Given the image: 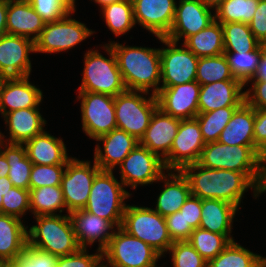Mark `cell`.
<instances>
[{
	"label": "cell",
	"mask_w": 266,
	"mask_h": 267,
	"mask_svg": "<svg viewBox=\"0 0 266 267\" xmlns=\"http://www.w3.org/2000/svg\"><path fill=\"white\" fill-rule=\"evenodd\" d=\"M182 173L187 177L191 195L200 199H218L235 205L238 209L243 194L253 189L255 199L257 185L242 172L211 169L198 163L185 166Z\"/></svg>",
	"instance_id": "cell-1"
},
{
	"label": "cell",
	"mask_w": 266,
	"mask_h": 267,
	"mask_svg": "<svg viewBox=\"0 0 266 267\" xmlns=\"http://www.w3.org/2000/svg\"><path fill=\"white\" fill-rule=\"evenodd\" d=\"M113 49L119 70L127 90L145 91L156 95L160 90V48L124 46L117 42L108 43Z\"/></svg>",
	"instance_id": "cell-2"
},
{
	"label": "cell",
	"mask_w": 266,
	"mask_h": 267,
	"mask_svg": "<svg viewBox=\"0 0 266 267\" xmlns=\"http://www.w3.org/2000/svg\"><path fill=\"white\" fill-rule=\"evenodd\" d=\"M256 146H229L221 142L206 143L199 161L202 167L225 169L245 173L256 185L260 177L261 157Z\"/></svg>",
	"instance_id": "cell-3"
},
{
	"label": "cell",
	"mask_w": 266,
	"mask_h": 267,
	"mask_svg": "<svg viewBox=\"0 0 266 267\" xmlns=\"http://www.w3.org/2000/svg\"><path fill=\"white\" fill-rule=\"evenodd\" d=\"M34 218L37 225L27 230V244L58 257L80 249L69 215H40Z\"/></svg>",
	"instance_id": "cell-4"
},
{
	"label": "cell",
	"mask_w": 266,
	"mask_h": 267,
	"mask_svg": "<svg viewBox=\"0 0 266 267\" xmlns=\"http://www.w3.org/2000/svg\"><path fill=\"white\" fill-rule=\"evenodd\" d=\"M109 59L98 50H88L84 57L83 78L79 91L106 94L112 97L127 90L119 70L116 55L109 44L102 47Z\"/></svg>",
	"instance_id": "cell-5"
},
{
	"label": "cell",
	"mask_w": 266,
	"mask_h": 267,
	"mask_svg": "<svg viewBox=\"0 0 266 267\" xmlns=\"http://www.w3.org/2000/svg\"><path fill=\"white\" fill-rule=\"evenodd\" d=\"M130 196L123 183L115 178L113 171L101 170L93 180L84 210L109 220L118 228L121 227L127 206L124 201Z\"/></svg>",
	"instance_id": "cell-6"
},
{
	"label": "cell",
	"mask_w": 266,
	"mask_h": 267,
	"mask_svg": "<svg viewBox=\"0 0 266 267\" xmlns=\"http://www.w3.org/2000/svg\"><path fill=\"white\" fill-rule=\"evenodd\" d=\"M121 228L150 245L162 257L173 244L165 217L149 207L127 205Z\"/></svg>",
	"instance_id": "cell-7"
},
{
	"label": "cell",
	"mask_w": 266,
	"mask_h": 267,
	"mask_svg": "<svg viewBox=\"0 0 266 267\" xmlns=\"http://www.w3.org/2000/svg\"><path fill=\"white\" fill-rule=\"evenodd\" d=\"M149 94L145 91L126 90L114 97L117 128L138 140L144 135L153 113L158 108L156 95L151 93L150 97L146 98Z\"/></svg>",
	"instance_id": "cell-8"
},
{
	"label": "cell",
	"mask_w": 266,
	"mask_h": 267,
	"mask_svg": "<svg viewBox=\"0 0 266 267\" xmlns=\"http://www.w3.org/2000/svg\"><path fill=\"white\" fill-rule=\"evenodd\" d=\"M160 257L150 245L121 227L116 228L103 251V263L107 267H156Z\"/></svg>",
	"instance_id": "cell-9"
},
{
	"label": "cell",
	"mask_w": 266,
	"mask_h": 267,
	"mask_svg": "<svg viewBox=\"0 0 266 267\" xmlns=\"http://www.w3.org/2000/svg\"><path fill=\"white\" fill-rule=\"evenodd\" d=\"M70 17V14H68L58 21L45 23L40 36L34 42V53L67 51L95 33V31L87 28L84 23Z\"/></svg>",
	"instance_id": "cell-10"
},
{
	"label": "cell",
	"mask_w": 266,
	"mask_h": 267,
	"mask_svg": "<svg viewBox=\"0 0 266 267\" xmlns=\"http://www.w3.org/2000/svg\"><path fill=\"white\" fill-rule=\"evenodd\" d=\"M100 171L95 162L91 166L90 161L73 157L68 160L61 181L67 214L85 208L93 180Z\"/></svg>",
	"instance_id": "cell-11"
},
{
	"label": "cell",
	"mask_w": 266,
	"mask_h": 267,
	"mask_svg": "<svg viewBox=\"0 0 266 267\" xmlns=\"http://www.w3.org/2000/svg\"><path fill=\"white\" fill-rule=\"evenodd\" d=\"M157 38L166 48L160 49L161 80L160 87H171L196 80L198 57L184 44L177 47L178 43L165 37Z\"/></svg>",
	"instance_id": "cell-12"
},
{
	"label": "cell",
	"mask_w": 266,
	"mask_h": 267,
	"mask_svg": "<svg viewBox=\"0 0 266 267\" xmlns=\"http://www.w3.org/2000/svg\"><path fill=\"white\" fill-rule=\"evenodd\" d=\"M81 99L82 129L89 138L97 139L117 128L114 97L78 91Z\"/></svg>",
	"instance_id": "cell-13"
},
{
	"label": "cell",
	"mask_w": 266,
	"mask_h": 267,
	"mask_svg": "<svg viewBox=\"0 0 266 267\" xmlns=\"http://www.w3.org/2000/svg\"><path fill=\"white\" fill-rule=\"evenodd\" d=\"M205 144L197 119H181L171 150L163 159L166 171H181L197 163Z\"/></svg>",
	"instance_id": "cell-14"
},
{
	"label": "cell",
	"mask_w": 266,
	"mask_h": 267,
	"mask_svg": "<svg viewBox=\"0 0 266 267\" xmlns=\"http://www.w3.org/2000/svg\"><path fill=\"white\" fill-rule=\"evenodd\" d=\"M120 180L126 187L157 182L164 174L163 160L148 148L138 144L119 165Z\"/></svg>",
	"instance_id": "cell-15"
},
{
	"label": "cell",
	"mask_w": 266,
	"mask_h": 267,
	"mask_svg": "<svg viewBox=\"0 0 266 267\" xmlns=\"http://www.w3.org/2000/svg\"><path fill=\"white\" fill-rule=\"evenodd\" d=\"M200 0H179L176 3L172 27L165 38L183 42L189 37L206 28L215 20V15Z\"/></svg>",
	"instance_id": "cell-16"
},
{
	"label": "cell",
	"mask_w": 266,
	"mask_h": 267,
	"mask_svg": "<svg viewBox=\"0 0 266 267\" xmlns=\"http://www.w3.org/2000/svg\"><path fill=\"white\" fill-rule=\"evenodd\" d=\"M200 86L195 80L171 87H160L156 94L158 108L179 119L195 118L199 113Z\"/></svg>",
	"instance_id": "cell-17"
},
{
	"label": "cell",
	"mask_w": 266,
	"mask_h": 267,
	"mask_svg": "<svg viewBox=\"0 0 266 267\" xmlns=\"http://www.w3.org/2000/svg\"><path fill=\"white\" fill-rule=\"evenodd\" d=\"M135 25L139 24L156 37H165L173 23L175 0H131Z\"/></svg>",
	"instance_id": "cell-18"
},
{
	"label": "cell",
	"mask_w": 266,
	"mask_h": 267,
	"mask_svg": "<svg viewBox=\"0 0 266 267\" xmlns=\"http://www.w3.org/2000/svg\"><path fill=\"white\" fill-rule=\"evenodd\" d=\"M30 52H35L34 41L31 39L9 34L1 36L0 72L7 77L30 76Z\"/></svg>",
	"instance_id": "cell-19"
},
{
	"label": "cell",
	"mask_w": 266,
	"mask_h": 267,
	"mask_svg": "<svg viewBox=\"0 0 266 267\" xmlns=\"http://www.w3.org/2000/svg\"><path fill=\"white\" fill-rule=\"evenodd\" d=\"M80 248L99 242L97 250L103 252L108 246L115 226L109 221L84 209L68 213ZM111 230V232H109ZM98 240V241H97Z\"/></svg>",
	"instance_id": "cell-20"
},
{
	"label": "cell",
	"mask_w": 266,
	"mask_h": 267,
	"mask_svg": "<svg viewBox=\"0 0 266 267\" xmlns=\"http://www.w3.org/2000/svg\"><path fill=\"white\" fill-rule=\"evenodd\" d=\"M96 141L103 142L104 150L101 149L99 143L96 145L94 162L104 171H113L139 144L136 137L119 128L100 136Z\"/></svg>",
	"instance_id": "cell-21"
},
{
	"label": "cell",
	"mask_w": 266,
	"mask_h": 267,
	"mask_svg": "<svg viewBox=\"0 0 266 267\" xmlns=\"http://www.w3.org/2000/svg\"><path fill=\"white\" fill-rule=\"evenodd\" d=\"M179 118L172 117L157 108L139 144L157 154L162 160L169 154L180 125Z\"/></svg>",
	"instance_id": "cell-22"
},
{
	"label": "cell",
	"mask_w": 266,
	"mask_h": 267,
	"mask_svg": "<svg viewBox=\"0 0 266 267\" xmlns=\"http://www.w3.org/2000/svg\"><path fill=\"white\" fill-rule=\"evenodd\" d=\"M42 99L43 92L29 82V76L8 77L0 92V113L4 116L18 109L39 108Z\"/></svg>",
	"instance_id": "cell-23"
},
{
	"label": "cell",
	"mask_w": 266,
	"mask_h": 267,
	"mask_svg": "<svg viewBox=\"0 0 266 267\" xmlns=\"http://www.w3.org/2000/svg\"><path fill=\"white\" fill-rule=\"evenodd\" d=\"M245 85L239 80L217 81L200 86L199 113L222 107L240 106L245 101Z\"/></svg>",
	"instance_id": "cell-24"
},
{
	"label": "cell",
	"mask_w": 266,
	"mask_h": 267,
	"mask_svg": "<svg viewBox=\"0 0 266 267\" xmlns=\"http://www.w3.org/2000/svg\"><path fill=\"white\" fill-rule=\"evenodd\" d=\"M6 126H9V138L0 132L2 142L10 144H24L44 131L46 120L42 117L39 108L18 109L6 113L4 116Z\"/></svg>",
	"instance_id": "cell-25"
},
{
	"label": "cell",
	"mask_w": 266,
	"mask_h": 267,
	"mask_svg": "<svg viewBox=\"0 0 266 267\" xmlns=\"http://www.w3.org/2000/svg\"><path fill=\"white\" fill-rule=\"evenodd\" d=\"M45 22L28 0H8L7 34L17 35L36 41Z\"/></svg>",
	"instance_id": "cell-26"
},
{
	"label": "cell",
	"mask_w": 266,
	"mask_h": 267,
	"mask_svg": "<svg viewBox=\"0 0 266 267\" xmlns=\"http://www.w3.org/2000/svg\"><path fill=\"white\" fill-rule=\"evenodd\" d=\"M166 172L167 175L164 173L158 180L165 184L157 198L156 208L153 209L163 217L178 212L191 195L189 181L182 171L170 170L169 173L167 170Z\"/></svg>",
	"instance_id": "cell-27"
},
{
	"label": "cell",
	"mask_w": 266,
	"mask_h": 267,
	"mask_svg": "<svg viewBox=\"0 0 266 267\" xmlns=\"http://www.w3.org/2000/svg\"><path fill=\"white\" fill-rule=\"evenodd\" d=\"M23 145L26 149V155L32 164H67L71 158L68 156L66 146L62 139L47 133L45 130L35 135Z\"/></svg>",
	"instance_id": "cell-28"
},
{
	"label": "cell",
	"mask_w": 266,
	"mask_h": 267,
	"mask_svg": "<svg viewBox=\"0 0 266 267\" xmlns=\"http://www.w3.org/2000/svg\"><path fill=\"white\" fill-rule=\"evenodd\" d=\"M27 229L21 219L0 213V261L11 266L24 252Z\"/></svg>",
	"instance_id": "cell-29"
},
{
	"label": "cell",
	"mask_w": 266,
	"mask_h": 267,
	"mask_svg": "<svg viewBox=\"0 0 266 267\" xmlns=\"http://www.w3.org/2000/svg\"><path fill=\"white\" fill-rule=\"evenodd\" d=\"M255 109L244 101L236 108L228 124L221 132L218 142L229 146L254 144Z\"/></svg>",
	"instance_id": "cell-30"
},
{
	"label": "cell",
	"mask_w": 266,
	"mask_h": 267,
	"mask_svg": "<svg viewBox=\"0 0 266 267\" xmlns=\"http://www.w3.org/2000/svg\"><path fill=\"white\" fill-rule=\"evenodd\" d=\"M239 209L226 201L201 199L199 227L212 233L231 235L233 219Z\"/></svg>",
	"instance_id": "cell-31"
},
{
	"label": "cell",
	"mask_w": 266,
	"mask_h": 267,
	"mask_svg": "<svg viewBox=\"0 0 266 267\" xmlns=\"http://www.w3.org/2000/svg\"><path fill=\"white\" fill-rule=\"evenodd\" d=\"M183 44L198 58L221 55L224 53L223 27L214 20L203 30L189 36Z\"/></svg>",
	"instance_id": "cell-32"
},
{
	"label": "cell",
	"mask_w": 266,
	"mask_h": 267,
	"mask_svg": "<svg viewBox=\"0 0 266 267\" xmlns=\"http://www.w3.org/2000/svg\"><path fill=\"white\" fill-rule=\"evenodd\" d=\"M4 146V150H2ZM0 151L4 154L8 165V178L14 187L29 190L32 162L26 155L23 144H10L1 141Z\"/></svg>",
	"instance_id": "cell-33"
},
{
	"label": "cell",
	"mask_w": 266,
	"mask_h": 267,
	"mask_svg": "<svg viewBox=\"0 0 266 267\" xmlns=\"http://www.w3.org/2000/svg\"><path fill=\"white\" fill-rule=\"evenodd\" d=\"M30 190V211L34 216L56 215L66 209L61 185ZM65 208V209H64Z\"/></svg>",
	"instance_id": "cell-34"
},
{
	"label": "cell",
	"mask_w": 266,
	"mask_h": 267,
	"mask_svg": "<svg viewBox=\"0 0 266 267\" xmlns=\"http://www.w3.org/2000/svg\"><path fill=\"white\" fill-rule=\"evenodd\" d=\"M223 27L224 52H250L258 45L250 27L242 22L221 23Z\"/></svg>",
	"instance_id": "cell-35"
},
{
	"label": "cell",
	"mask_w": 266,
	"mask_h": 267,
	"mask_svg": "<svg viewBox=\"0 0 266 267\" xmlns=\"http://www.w3.org/2000/svg\"><path fill=\"white\" fill-rule=\"evenodd\" d=\"M101 10L106 25L117 37L126 34L135 26L131 0L114 2L104 6Z\"/></svg>",
	"instance_id": "cell-36"
},
{
	"label": "cell",
	"mask_w": 266,
	"mask_h": 267,
	"mask_svg": "<svg viewBox=\"0 0 266 267\" xmlns=\"http://www.w3.org/2000/svg\"><path fill=\"white\" fill-rule=\"evenodd\" d=\"M261 261V255L231 241L221 253L207 262V267H257Z\"/></svg>",
	"instance_id": "cell-37"
},
{
	"label": "cell",
	"mask_w": 266,
	"mask_h": 267,
	"mask_svg": "<svg viewBox=\"0 0 266 267\" xmlns=\"http://www.w3.org/2000/svg\"><path fill=\"white\" fill-rule=\"evenodd\" d=\"M231 241H234L232 235L212 233L200 227L194 229L188 240L207 262L221 253Z\"/></svg>",
	"instance_id": "cell-38"
},
{
	"label": "cell",
	"mask_w": 266,
	"mask_h": 267,
	"mask_svg": "<svg viewBox=\"0 0 266 267\" xmlns=\"http://www.w3.org/2000/svg\"><path fill=\"white\" fill-rule=\"evenodd\" d=\"M229 64L231 74L244 85L254 77L262 57L261 48L258 45L250 52H224Z\"/></svg>",
	"instance_id": "cell-39"
},
{
	"label": "cell",
	"mask_w": 266,
	"mask_h": 267,
	"mask_svg": "<svg viewBox=\"0 0 266 267\" xmlns=\"http://www.w3.org/2000/svg\"><path fill=\"white\" fill-rule=\"evenodd\" d=\"M239 106L222 107L207 113H198L195 117L200 125L205 143L218 141L232 114Z\"/></svg>",
	"instance_id": "cell-40"
},
{
	"label": "cell",
	"mask_w": 266,
	"mask_h": 267,
	"mask_svg": "<svg viewBox=\"0 0 266 267\" xmlns=\"http://www.w3.org/2000/svg\"><path fill=\"white\" fill-rule=\"evenodd\" d=\"M238 80L233 77L227 59L223 54L198 59L196 81L206 85L217 81Z\"/></svg>",
	"instance_id": "cell-41"
},
{
	"label": "cell",
	"mask_w": 266,
	"mask_h": 267,
	"mask_svg": "<svg viewBox=\"0 0 266 267\" xmlns=\"http://www.w3.org/2000/svg\"><path fill=\"white\" fill-rule=\"evenodd\" d=\"M259 0H225L215 10V20L220 23L242 22L253 19Z\"/></svg>",
	"instance_id": "cell-42"
},
{
	"label": "cell",
	"mask_w": 266,
	"mask_h": 267,
	"mask_svg": "<svg viewBox=\"0 0 266 267\" xmlns=\"http://www.w3.org/2000/svg\"><path fill=\"white\" fill-rule=\"evenodd\" d=\"M45 23L58 21L75 12L76 0H28Z\"/></svg>",
	"instance_id": "cell-43"
},
{
	"label": "cell",
	"mask_w": 266,
	"mask_h": 267,
	"mask_svg": "<svg viewBox=\"0 0 266 267\" xmlns=\"http://www.w3.org/2000/svg\"><path fill=\"white\" fill-rule=\"evenodd\" d=\"M66 164L38 165L33 164L30 174L29 189H37L43 186L61 185L62 176Z\"/></svg>",
	"instance_id": "cell-44"
},
{
	"label": "cell",
	"mask_w": 266,
	"mask_h": 267,
	"mask_svg": "<svg viewBox=\"0 0 266 267\" xmlns=\"http://www.w3.org/2000/svg\"><path fill=\"white\" fill-rule=\"evenodd\" d=\"M168 251L173 267H207V261L188 241L173 242Z\"/></svg>",
	"instance_id": "cell-45"
},
{
	"label": "cell",
	"mask_w": 266,
	"mask_h": 267,
	"mask_svg": "<svg viewBox=\"0 0 266 267\" xmlns=\"http://www.w3.org/2000/svg\"><path fill=\"white\" fill-rule=\"evenodd\" d=\"M30 211V190L12 187L3 195L1 213L21 219Z\"/></svg>",
	"instance_id": "cell-46"
},
{
	"label": "cell",
	"mask_w": 266,
	"mask_h": 267,
	"mask_svg": "<svg viewBox=\"0 0 266 267\" xmlns=\"http://www.w3.org/2000/svg\"><path fill=\"white\" fill-rule=\"evenodd\" d=\"M58 256L26 244L24 252L11 267H56Z\"/></svg>",
	"instance_id": "cell-47"
},
{
	"label": "cell",
	"mask_w": 266,
	"mask_h": 267,
	"mask_svg": "<svg viewBox=\"0 0 266 267\" xmlns=\"http://www.w3.org/2000/svg\"><path fill=\"white\" fill-rule=\"evenodd\" d=\"M103 263V252L88 254L86 248L67 256L58 257L56 267H99Z\"/></svg>",
	"instance_id": "cell-48"
},
{
	"label": "cell",
	"mask_w": 266,
	"mask_h": 267,
	"mask_svg": "<svg viewBox=\"0 0 266 267\" xmlns=\"http://www.w3.org/2000/svg\"><path fill=\"white\" fill-rule=\"evenodd\" d=\"M166 226L173 242L188 241L194 231L189 223H186L180 211L165 217Z\"/></svg>",
	"instance_id": "cell-49"
},
{
	"label": "cell",
	"mask_w": 266,
	"mask_h": 267,
	"mask_svg": "<svg viewBox=\"0 0 266 267\" xmlns=\"http://www.w3.org/2000/svg\"><path fill=\"white\" fill-rule=\"evenodd\" d=\"M186 223H189L193 229L199 228L201 220V199L190 195L184 205L179 210Z\"/></svg>",
	"instance_id": "cell-50"
},
{
	"label": "cell",
	"mask_w": 266,
	"mask_h": 267,
	"mask_svg": "<svg viewBox=\"0 0 266 267\" xmlns=\"http://www.w3.org/2000/svg\"><path fill=\"white\" fill-rule=\"evenodd\" d=\"M252 87L245 91V101L254 109H266V81H249Z\"/></svg>",
	"instance_id": "cell-51"
},
{
	"label": "cell",
	"mask_w": 266,
	"mask_h": 267,
	"mask_svg": "<svg viewBox=\"0 0 266 267\" xmlns=\"http://www.w3.org/2000/svg\"><path fill=\"white\" fill-rule=\"evenodd\" d=\"M248 25L259 42L266 40V2L259 0L253 19Z\"/></svg>",
	"instance_id": "cell-52"
},
{
	"label": "cell",
	"mask_w": 266,
	"mask_h": 267,
	"mask_svg": "<svg viewBox=\"0 0 266 267\" xmlns=\"http://www.w3.org/2000/svg\"><path fill=\"white\" fill-rule=\"evenodd\" d=\"M254 144L266 154V109H255Z\"/></svg>",
	"instance_id": "cell-53"
},
{
	"label": "cell",
	"mask_w": 266,
	"mask_h": 267,
	"mask_svg": "<svg viewBox=\"0 0 266 267\" xmlns=\"http://www.w3.org/2000/svg\"><path fill=\"white\" fill-rule=\"evenodd\" d=\"M8 0H0V37L7 34Z\"/></svg>",
	"instance_id": "cell-54"
},
{
	"label": "cell",
	"mask_w": 266,
	"mask_h": 267,
	"mask_svg": "<svg viewBox=\"0 0 266 267\" xmlns=\"http://www.w3.org/2000/svg\"><path fill=\"white\" fill-rule=\"evenodd\" d=\"M250 81H266V64L265 58L262 56L257 71Z\"/></svg>",
	"instance_id": "cell-55"
},
{
	"label": "cell",
	"mask_w": 266,
	"mask_h": 267,
	"mask_svg": "<svg viewBox=\"0 0 266 267\" xmlns=\"http://www.w3.org/2000/svg\"><path fill=\"white\" fill-rule=\"evenodd\" d=\"M12 187H13V184H12V182L9 180V178L7 176L0 178V213H1L3 195H6V193Z\"/></svg>",
	"instance_id": "cell-56"
},
{
	"label": "cell",
	"mask_w": 266,
	"mask_h": 267,
	"mask_svg": "<svg viewBox=\"0 0 266 267\" xmlns=\"http://www.w3.org/2000/svg\"><path fill=\"white\" fill-rule=\"evenodd\" d=\"M257 188H266V154L261 157L260 177Z\"/></svg>",
	"instance_id": "cell-57"
},
{
	"label": "cell",
	"mask_w": 266,
	"mask_h": 267,
	"mask_svg": "<svg viewBox=\"0 0 266 267\" xmlns=\"http://www.w3.org/2000/svg\"><path fill=\"white\" fill-rule=\"evenodd\" d=\"M9 165L4 156V154L0 151V178L8 176Z\"/></svg>",
	"instance_id": "cell-58"
},
{
	"label": "cell",
	"mask_w": 266,
	"mask_h": 267,
	"mask_svg": "<svg viewBox=\"0 0 266 267\" xmlns=\"http://www.w3.org/2000/svg\"><path fill=\"white\" fill-rule=\"evenodd\" d=\"M209 9L214 11L225 1V0H200Z\"/></svg>",
	"instance_id": "cell-59"
},
{
	"label": "cell",
	"mask_w": 266,
	"mask_h": 267,
	"mask_svg": "<svg viewBox=\"0 0 266 267\" xmlns=\"http://www.w3.org/2000/svg\"><path fill=\"white\" fill-rule=\"evenodd\" d=\"M93 1L95 3H97L101 8H103L106 5H109L111 3L118 2V1H121V0H93Z\"/></svg>",
	"instance_id": "cell-60"
},
{
	"label": "cell",
	"mask_w": 266,
	"mask_h": 267,
	"mask_svg": "<svg viewBox=\"0 0 266 267\" xmlns=\"http://www.w3.org/2000/svg\"><path fill=\"white\" fill-rule=\"evenodd\" d=\"M259 46L261 48L262 56L265 58V64H266V40L259 42Z\"/></svg>",
	"instance_id": "cell-61"
},
{
	"label": "cell",
	"mask_w": 266,
	"mask_h": 267,
	"mask_svg": "<svg viewBox=\"0 0 266 267\" xmlns=\"http://www.w3.org/2000/svg\"><path fill=\"white\" fill-rule=\"evenodd\" d=\"M7 78L8 77L4 73L0 72V92Z\"/></svg>",
	"instance_id": "cell-62"
},
{
	"label": "cell",
	"mask_w": 266,
	"mask_h": 267,
	"mask_svg": "<svg viewBox=\"0 0 266 267\" xmlns=\"http://www.w3.org/2000/svg\"><path fill=\"white\" fill-rule=\"evenodd\" d=\"M266 192V188H257V196H259V194H262Z\"/></svg>",
	"instance_id": "cell-63"
},
{
	"label": "cell",
	"mask_w": 266,
	"mask_h": 267,
	"mask_svg": "<svg viewBox=\"0 0 266 267\" xmlns=\"http://www.w3.org/2000/svg\"><path fill=\"white\" fill-rule=\"evenodd\" d=\"M0 267H10L7 263L0 261Z\"/></svg>",
	"instance_id": "cell-64"
},
{
	"label": "cell",
	"mask_w": 266,
	"mask_h": 267,
	"mask_svg": "<svg viewBox=\"0 0 266 267\" xmlns=\"http://www.w3.org/2000/svg\"><path fill=\"white\" fill-rule=\"evenodd\" d=\"M257 267H266V263H264V262L261 261V262L258 264Z\"/></svg>",
	"instance_id": "cell-65"
},
{
	"label": "cell",
	"mask_w": 266,
	"mask_h": 267,
	"mask_svg": "<svg viewBox=\"0 0 266 267\" xmlns=\"http://www.w3.org/2000/svg\"><path fill=\"white\" fill-rule=\"evenodd\" d=\"M261 260H262V262L266 263V257L261 256Z\"/></svg>",
	"instance_id": "cell-66"
},
{
	"label": "cell",
	"mask_w": 266,
	"mask_h": 267,
	"mask_svg": "<svg viewBox=\"0 0 266 267\" xmlns=\"http://www.w3.org/2000/svg\"><path fill=\"white\" fill-rule=\"evenodd\" d=\"M99 267H107L105 263H102Z\"/></svg>",
	"instance_id": "cell-67"
}]
</instances>
